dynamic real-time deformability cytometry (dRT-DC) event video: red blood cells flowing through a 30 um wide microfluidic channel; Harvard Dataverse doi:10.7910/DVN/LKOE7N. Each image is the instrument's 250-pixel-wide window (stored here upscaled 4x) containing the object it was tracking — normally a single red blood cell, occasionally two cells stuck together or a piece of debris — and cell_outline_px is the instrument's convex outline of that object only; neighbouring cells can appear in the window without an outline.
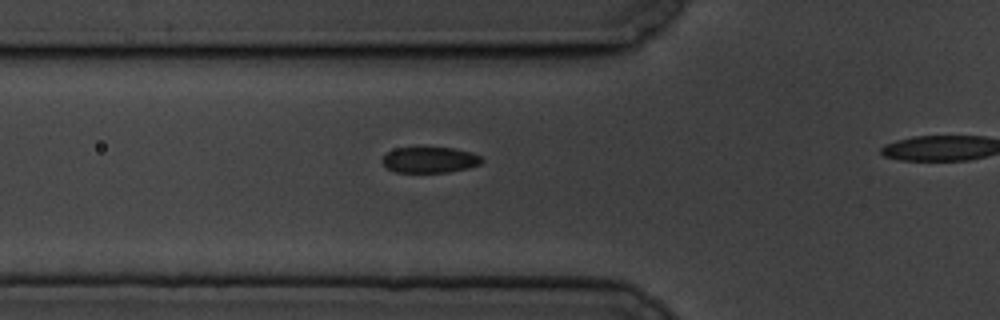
{"species": "common noctule bat (a hibernating species)", "species_latin": "Nyctalus noctula", "temperature_condition": "cold", "stored_images_in_passage": 5, "segment_of_instrument_passage": [1, 2], "camera_frame_rate_fps": 3000, "um_per_image_px": 0.085, "animal": {"sex": "male", "body_mass_g": 19.5, "forearm_length_mm": 54.6}, "frame": {"image": 1, "passage_image": 4, "time_ms": 3.333, "image_size_px": [1000, 320], "cell_outline_px": [[484, 160], [480, 164], [468, 168], [448, 172], [396, 172], [388, 168], [380, 160], [388, 152], [396, 148], [452, 148], [472, 152], [480, 156]], "centroid_in_image_um": [36.55, 13.59], "position_along_channel_um": 89.3, "area_um2": 14.85}}